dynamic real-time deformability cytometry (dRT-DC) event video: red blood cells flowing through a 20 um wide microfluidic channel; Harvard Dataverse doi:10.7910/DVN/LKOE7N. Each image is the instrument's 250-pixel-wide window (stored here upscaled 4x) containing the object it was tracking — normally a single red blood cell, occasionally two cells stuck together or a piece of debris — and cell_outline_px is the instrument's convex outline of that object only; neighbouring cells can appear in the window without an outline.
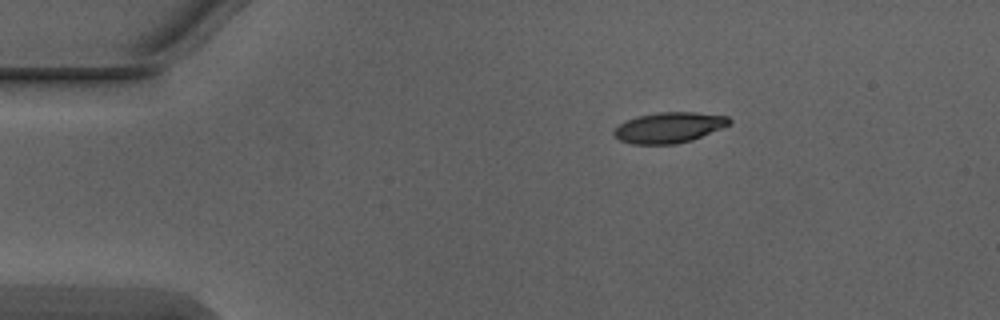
{"species": "Egyptian fruit bat (a non-hibernating species)", "species_latin": "Rousettus aegyptiacus", "temperature_condition": "warm", "stored_images_in_passage": 4, "camera_frame_rate_fps": 3000, "um_per_image_px": 0.085, "animal": {"sex": "male"}, "frame": {"image": 1, "passage_image": 1, "time_ms": 0.0, "image_size_px": [1000, 320], "cell_outline_px": [[732, 124], [692, 140], [676, 144], [632, 144], [620, 140], [612, 132], [620, 124], [636, 116], [656, 112], [696, 112], [728, 116], [732, 120]], "centroid_in_image_um": [56.91, 10.83], "position_along_channel_um": 28.1, "area_um2": 20.63}}
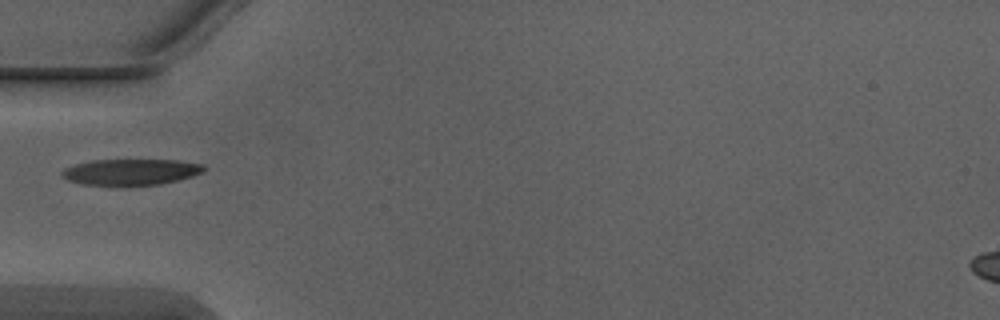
{"frame": {"image": 2, "passage_image": 3, "time_ms": 0.667, "image_size_px": [1000, 320], "cell_outline_px": [[204, 172], [192, 176], [160, 184], [84, 184], [68, 180], [60, 176], [60, 172], [64, 168], [76, 164], [92, 160], [176, 160], [204, 164]], "centroid_in_image_um": [11.11, 14.59], "position_along_channel_um": 73.9, "area_um2": 21.15}}
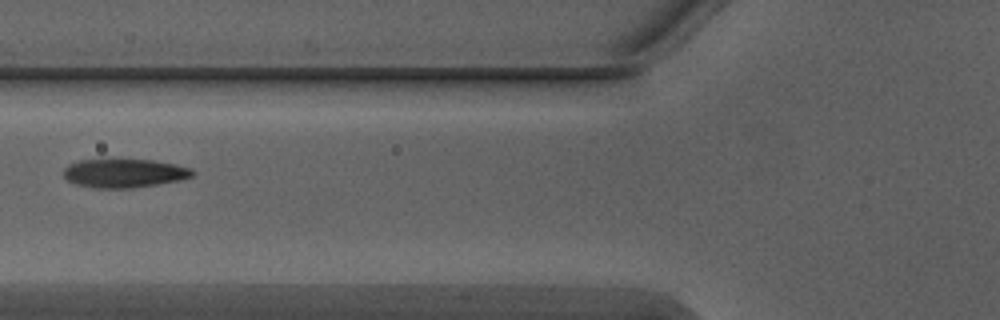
{"frame": {"image": 3, "passage_image": 4, "time_ms": 1.0, "image_size_px": [1000, 320], "cell_outline_px": [[196, 172], [192, 176], [180, 180], [132, 188], [92, 188], [76, 184], [68, 180], [64, 176], [64, 168], [68, 164], [80, 160], [152, 160], [192, 168]], "centroid_in_image_um": [10.55, 14.73], "position_along_channel_um": 115.2, "area_um2": 21.39}}